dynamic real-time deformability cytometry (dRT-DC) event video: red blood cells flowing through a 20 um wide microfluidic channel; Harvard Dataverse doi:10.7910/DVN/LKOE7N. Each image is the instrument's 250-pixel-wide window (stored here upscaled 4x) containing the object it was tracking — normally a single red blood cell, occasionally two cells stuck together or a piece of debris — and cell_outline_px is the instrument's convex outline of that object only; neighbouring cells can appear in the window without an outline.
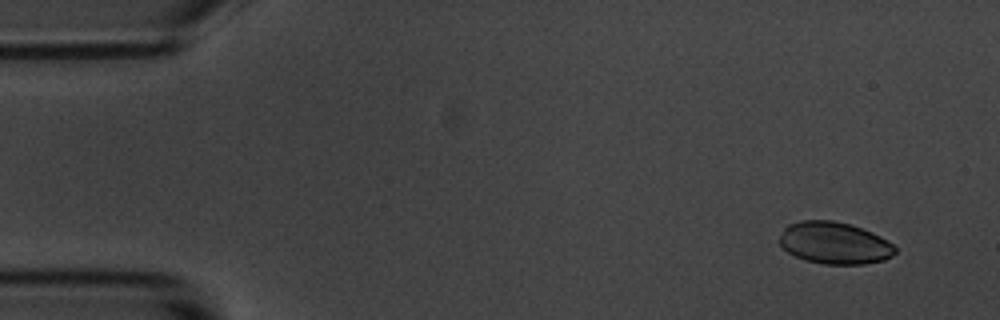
{"species": "common noctule bat (a hibernating species)", "species_latin": "Nyctalus noctula", "temperature_condition": "room temperature", "stored_images_in_passage": 9, "camera_frame_rate_fps": 3000, "um_per_image_px": 0.085, "animal": {"sex": "male", "body_mass_g": 20.1, "forearm_length_mm": 53.5}, "frame": {"image": 1, "passage_image": 1, "time_ms": 0.0, "image_size_px": [1000, 320], "cell_outline_px": [[896, 252], [892, 256], [884, 260], [864, 264], [824, 264], [804, 260], [788, 252], [780, 244], [780, 236], [784, 228], [788, 224], [800, 220], [832, 220], [852, 224], [872, 232], [888, 240], [896, 248]], "centroid_in_image_um": [70.94, 20.65], "position_along_channel_um": 14.1, "area_um2": 28.44}}
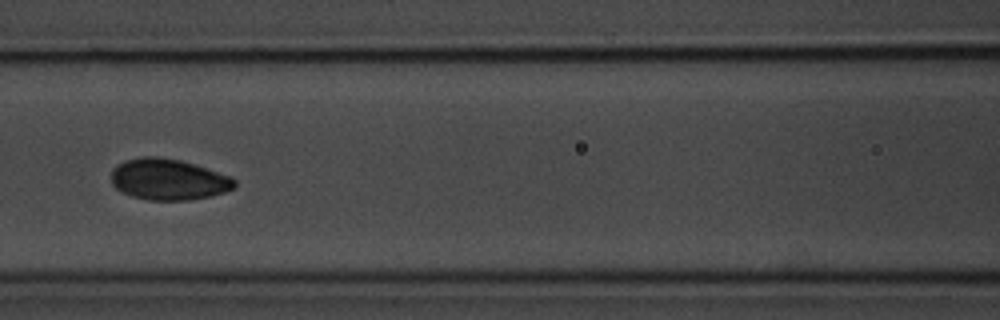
{"frame": {"image": 2, "passage_image": 7, "time_ms": 7.0, "image_size_px": [1000, 320], "cell_outline_px": [[236, 184], [232, 188], [224, 192], [212, 196], [188, 200], [148, 200], [132, 196], [116, 188], [112, 184], [112, 168], [116, 164], [140, 156], [160, 156], [180, 160], [228, 176], [236, 180]], "centroid_in_image_um": [14.27, 15.25], "position_along_channel_um": 152.3, "area_um2": 29.3}}
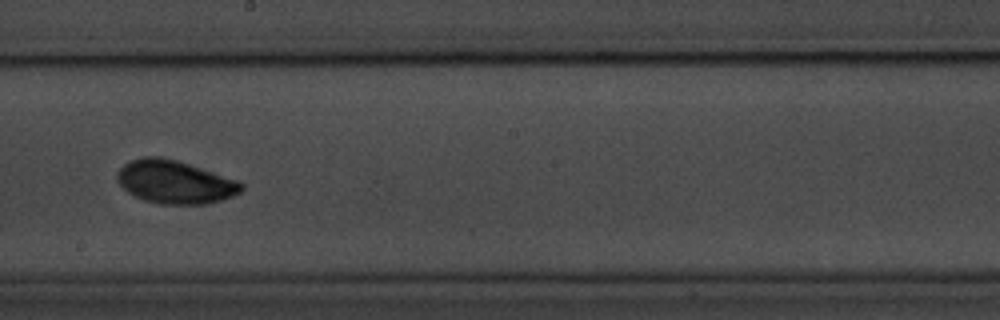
{"frame": {"image": 3, "passage_image": 9, "time_ms": 9.333, "image_size_px": [1000, 320], "cell_outline_px": [[244, 188], [240, 192], [232, 196], [220, 200], [204, 204], [160, 204], [144, 200], [128, 192], [116, 180], [116, 176], [120, 168], [124, 164], [132, 160], [144, 156], [160, 156], [176, 160], [240, 180], [244, 184]], "centroid_in_image_um": [14.88, 15.46], "position_along_channel_um": 233.3, "area_um2": 31.21}}